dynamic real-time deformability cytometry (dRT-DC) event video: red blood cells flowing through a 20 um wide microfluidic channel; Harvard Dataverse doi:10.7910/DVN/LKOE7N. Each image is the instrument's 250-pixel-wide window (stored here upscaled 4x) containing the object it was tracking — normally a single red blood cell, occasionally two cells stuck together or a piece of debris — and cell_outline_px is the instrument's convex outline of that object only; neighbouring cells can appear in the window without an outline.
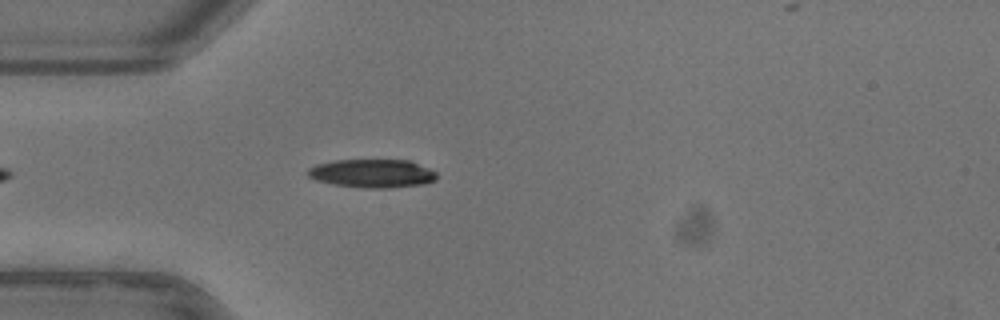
{"species": "common noctule bat (a hibernating species)", "species_latin": "Nyctalus noctula", "temperature_condition": "warm", "stored_images_in_passage": 38, "camera_frame_rate_fps": 3000, "um_per_image_px": 0.085, "animal": {"sex": "female"}, "frame": {"image": 1, "passage_image": 3, "time_ms": 0.667, "image_size_px": [1000, 320], "cell_outline_px": [[436, 180], [424, 184], [388, 188], [364, 188], [332, 184], [316, 180], [308, 176], [308, 168], [316, 164], [336, 160], [408, 160], [428, 168], [436, 172]], "centroid_in_image_um": [31.63, 14.74], "position_along_channel_um": 53.4, "area_um2": 21.33}}
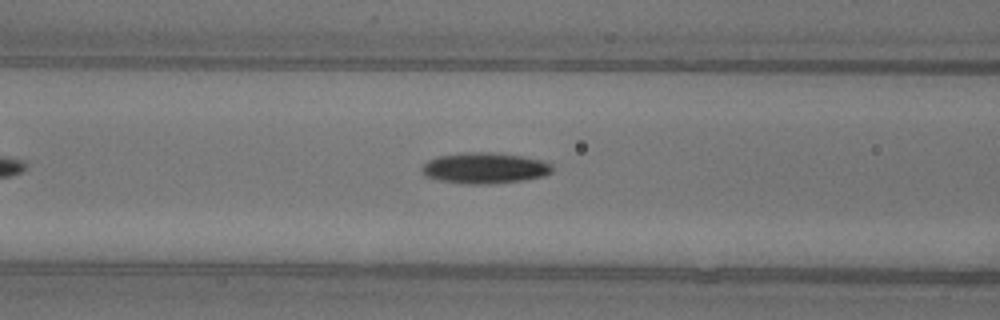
{"frame": {"image": 2, "passage_image": 9, "time_ms": 2.667, "image_size_px": [1000, 320], "cell_outline_px": [[552, 172], [544, 176], [520, 180], [488, 184], [468, 184], [440, 180], [428, 176], [424, 172], [424, 164], [428, 160], [440, 156], [464, 152], [492, 152], [520, 156], [540, 160], [548, 164], [552, 168]], "centroid_in_image_um": [41.21, 14.28], "position_along_channel_um": 125.4, "area_um2": 22.89}}
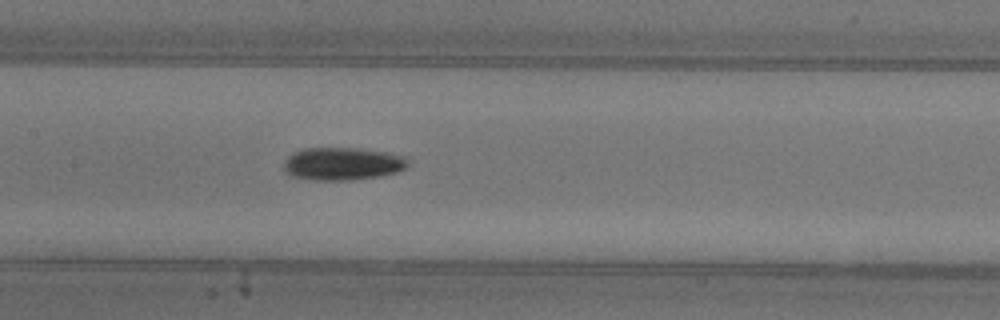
{"frame": {"image": 3, "passage_image": 13, "time_ms": 4.0, "image_size_px": [1000, 320], "cell_outline_px": [[408, 164], [404, 168], [396, 172], [380, 176], [352, 180], [312, 180], [292, 176], [284, 172], [284, 160], [292, 152], [304, 148], [360, 148], [408, 156]], "centroid_in_image_um": [29.09, 13.91], "position_along_channel_um": 178.3, "area_um2": 23.93}}